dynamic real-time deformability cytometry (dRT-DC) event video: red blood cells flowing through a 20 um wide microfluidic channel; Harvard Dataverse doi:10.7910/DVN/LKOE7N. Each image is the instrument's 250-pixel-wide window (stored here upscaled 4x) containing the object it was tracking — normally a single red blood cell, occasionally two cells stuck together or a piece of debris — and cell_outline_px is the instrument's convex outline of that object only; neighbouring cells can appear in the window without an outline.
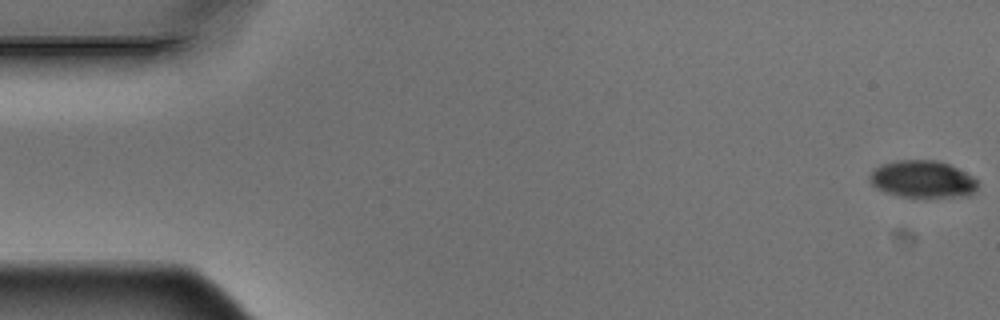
{"species": "Egyptian fruit bat (a non-hibernating species)", "species_latin": "Rousettus aegyptiacus", "temperature_condition": "warm", "stored_images_in_passage": 6, "camera_frame_rate_fps": 3000, "um_per_image_px": 0.085, "animal": {"sex": "male"}, "frame": {"image": 1, "passage_image": 1, "time_ms": 0.0, "image_size_px": [1000, 320], "cell_outline_px": [[976, 192], [972, 196], [900, 196], [884, 192], [876, 188], [872, 184], [868, 176], [880, 164], [896, 160], [936, 160], [948, 164], [972, 176], [976, 180]], "centroid_in_image_um": [78.4, 15.22], "position_along_channel_um": 6.6, "area_um2": 23.18}}